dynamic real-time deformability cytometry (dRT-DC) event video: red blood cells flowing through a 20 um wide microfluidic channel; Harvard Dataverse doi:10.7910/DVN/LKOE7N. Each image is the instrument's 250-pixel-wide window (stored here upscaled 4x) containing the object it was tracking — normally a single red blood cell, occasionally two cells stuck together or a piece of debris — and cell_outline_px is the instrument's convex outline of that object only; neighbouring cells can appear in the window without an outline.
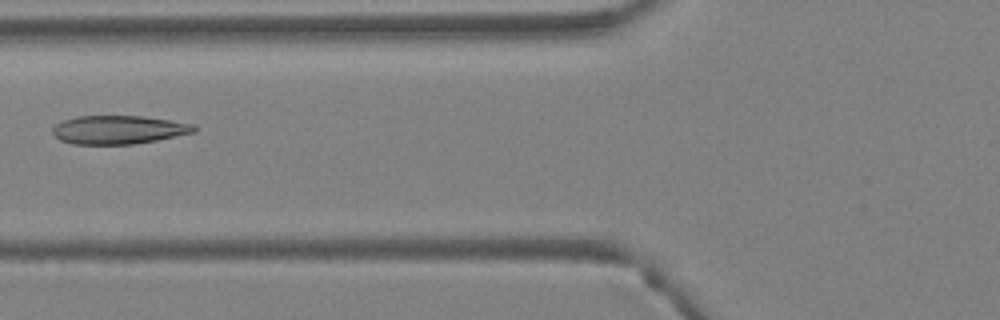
{"species": "Egyptian fruit bat (a non-hibernating species)", "species_latin": "Rousettus aegyptiacus", "temperature_condition": "warm", "stored_images_in_passage": 2, "camera_frame_rate_fps": 3000, "um_per_image_px": 0.085, "animal": {"sex": "female"}, "frame": {"image": 1, "passage_image": 2, "time_ms": 0.333, "image_size_px": [1000, 320], "cell_outline_px": [[196, 132], [156, 140], [132, 144], [72, 144], [60, 140], [52, 132], [52, 128], [56, 124], [64, 120], [76, 116], [144, 116], [196, 124]], "centroid_in_image_um": [10.09, 11.02], "position_along_channel_um": 115.7, "area_um2": 23.52}}